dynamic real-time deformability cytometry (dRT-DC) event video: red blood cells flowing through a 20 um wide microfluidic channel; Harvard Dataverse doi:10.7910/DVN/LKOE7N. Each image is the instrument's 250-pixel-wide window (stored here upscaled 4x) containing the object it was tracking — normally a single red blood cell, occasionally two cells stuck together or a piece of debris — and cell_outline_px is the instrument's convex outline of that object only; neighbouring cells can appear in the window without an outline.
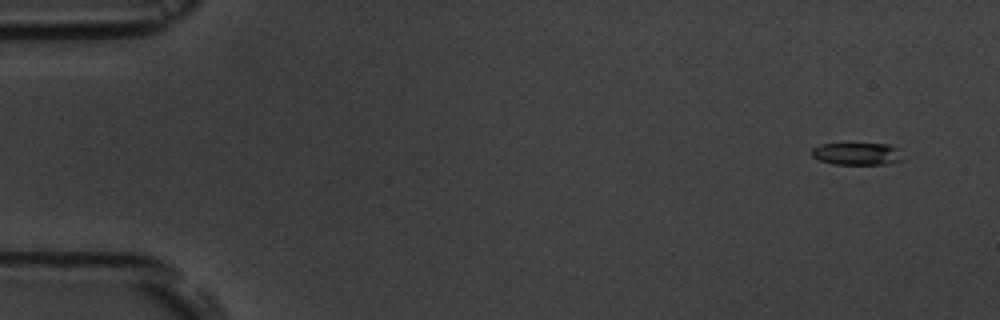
{"species": "common noctule bat (a hibernating species)", "species_latin": "Nyctalus noctula", "temperature_condition": "room temperature", "stored_images_in_passage": 7, "camera_frame_rate_fps": 3000, "um_per_image_px": 0.085, "animal": {"sex": "male", "body_mass_g": 19.5, "forearm_length_mm": 54.6}, "frame": {"image": 1, "passage_image": 2, "time_ms": 1.0, "image_size_px": [1000, 320], "cell_outline_px": [[904, 160], [888, 164], [832, 164], [820, 160], [812, 156], [812, 148], [820, 144], [848, 140], [888, 144], [896, 148]], "centroid_in_image_um": [72.81, 13.01], "position_along_channel_um": 12.2, "area_um2": 12.72}}
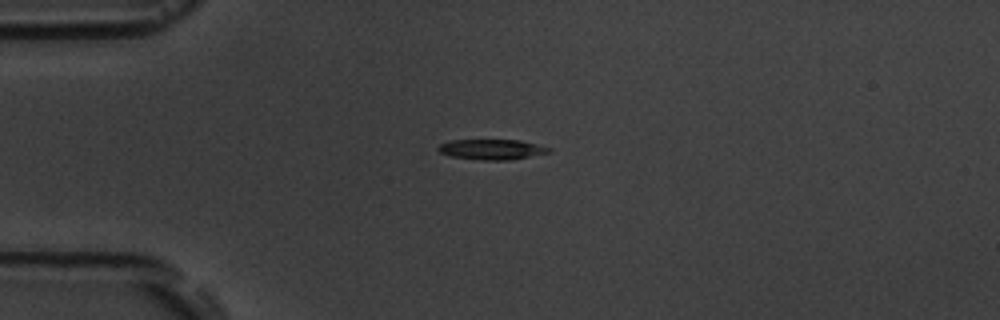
{"frame": {"image": 2, "passage_image": 5, "time_ms": 4.667, "image_size_px": [1000, 320], "cell_outline_px": [[552, 152], [508, 160], [480, 160], [452, 156], [440, 152], [436, 148], [440, 144], [452, 140], [520, 140], [552, 148]], "centroid_in_image_um": [41.82, 12.7], "position_along_channel_um": 43.2, "area_um2": 13.01}}
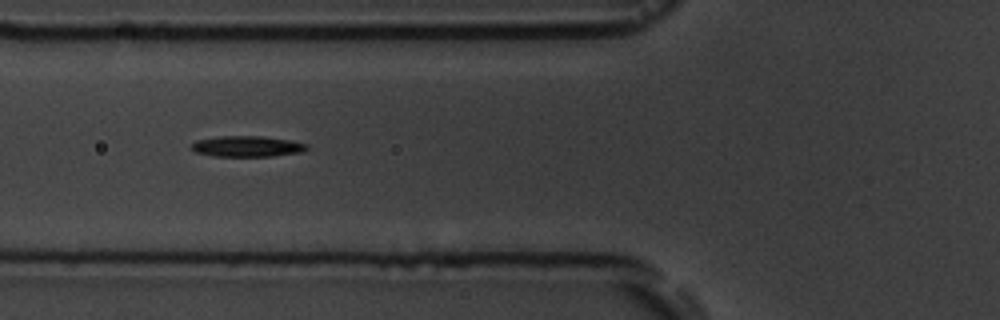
{"frame": {"image": 3, "passage_image": 7, "time_ms": 7.0, "image_size_px": [1000, 320], "cell_outline_px": [[308, 148], [304, 152], [272, 156], [212, 156], [196, 152], [188, 148], [196, 140], [220, 136], [264, 136], [288, 140], [308, 144]], "centroid_in_image_um": [20.99, 12.44], "position_along_channel_um": 104.8, "area_um2": 14.1}}